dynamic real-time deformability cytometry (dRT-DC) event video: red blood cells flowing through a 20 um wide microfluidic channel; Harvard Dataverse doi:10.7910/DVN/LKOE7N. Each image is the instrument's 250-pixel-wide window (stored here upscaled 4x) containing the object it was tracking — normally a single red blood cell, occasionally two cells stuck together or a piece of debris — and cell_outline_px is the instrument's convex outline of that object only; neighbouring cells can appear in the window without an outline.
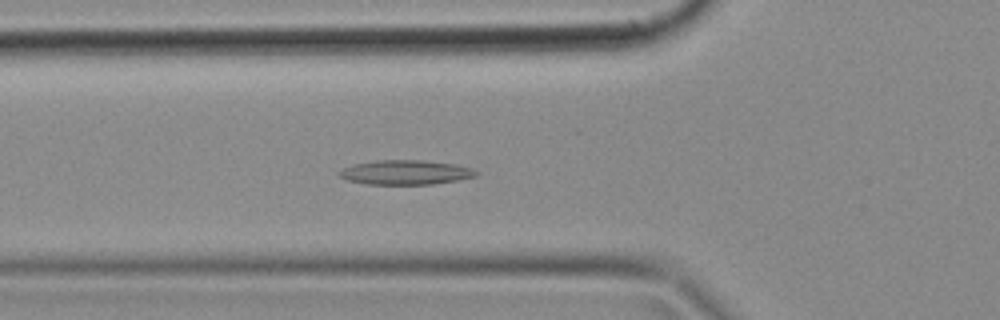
{"species": "common noctule bat (a hibernating species)", "species_latin": "Nyctalus noctula", "temperature_condition": "cold", "stored_images_in_passage": 49, "camera_frame_rate_fps": 3000, "um_per_image_px": 0.085, "animal": {"sex": "female", "body_mass_g": 18.4}, "frame": {"image": 1, "passage_image": 17, "time_ms": 5.333, "image_size_px": [1000, 320], "cell_outline_px": [[480, 172], [476, 176], [456, 180], [432, 184], [368, 184], [348, 180], [340, 176], [336, 172], [352, 164], [376, 160], [420, 160], [456, 164], [472, 168]], "centroid_in_image_um": [34.47, 14.64], "position_along_channel_um": 91.3, "area_um2": 19.48}}
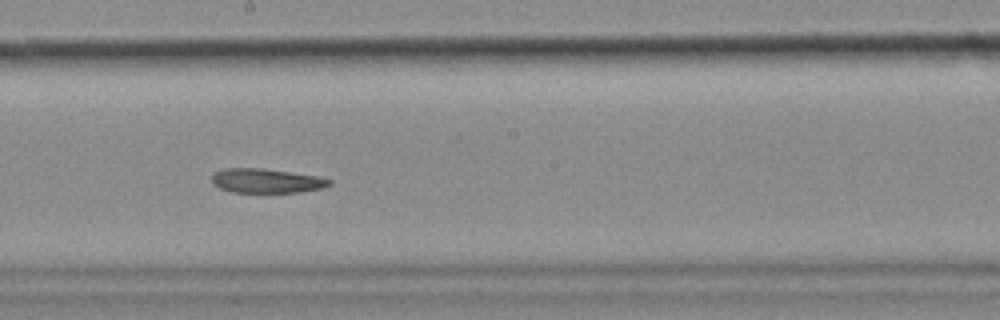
{"frame": {"image": 2, "passage_image": 27, "time_ms": 8.667, "image_size_px": [1000, 320], "cell_outline_px": [[332, 184], [320, 188], [300, 192], [232, 192], [220, 188], [212, 184], [212, 176], [216, 172], [224, 168], [260, 168], [316, 176], [332, 180]], "centroid_in_image_um": [22.61, 15.37], "position_along_channel_um": 225.6, "area_um2": 16.42}}
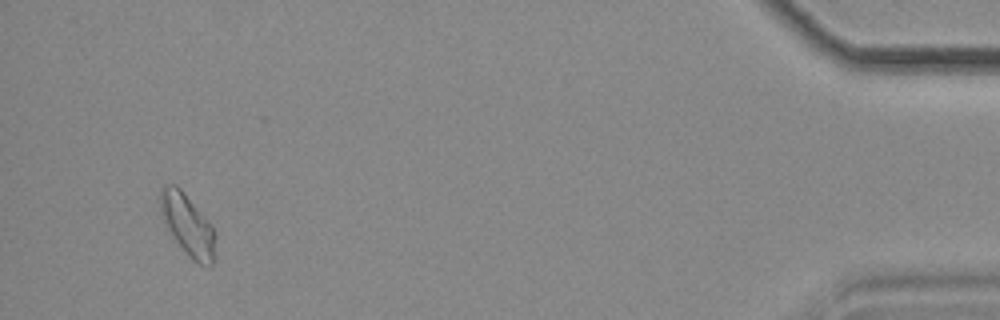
{"frame": {"image": 3, "passage_image": 47, "time_ms": 15.333, "image_size_px": [1000, 320], "cell_outline_px": [[216, 256], [212, 264], [196, 264], [188, 256], [176, 240], [168, 228], [160, 212], [160, 188], [164, 184], [176, 184], [180, 188], [208, 220], [216, 232]], "centroid_in_image_um": [15.98, 19.12], "position_along_channel_um": 419.2, "area_um2": 19.77}}